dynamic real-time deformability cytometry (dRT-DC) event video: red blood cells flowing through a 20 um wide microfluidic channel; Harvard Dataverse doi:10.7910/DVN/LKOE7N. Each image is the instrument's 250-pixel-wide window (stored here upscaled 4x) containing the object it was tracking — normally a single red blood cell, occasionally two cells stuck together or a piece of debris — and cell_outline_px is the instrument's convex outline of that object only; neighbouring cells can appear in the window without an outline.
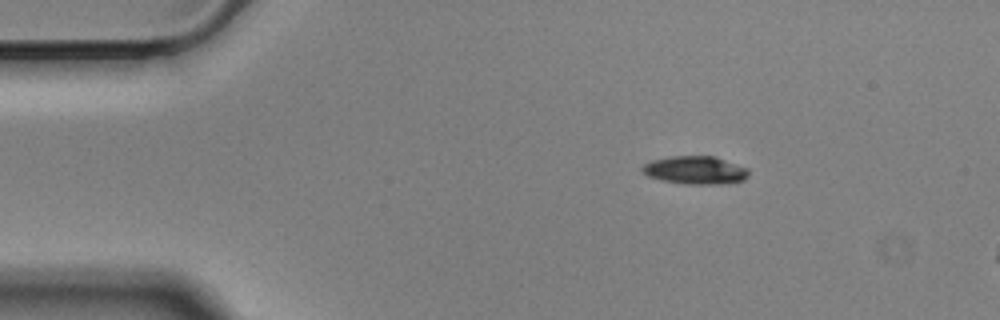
{"species": "Egyptian fruit bat (a non-hibernating species)", "species_latin": "Rousettus aegyptiacus", "temperature_condition": "cold", "stored_images_in_passage": 49, "camera_frame_rate_fps": 3000, "um_per_image_px": 0.085, "animal": {"sex": "male"}, "frame": {"image": 1, "passage_image": 1, "time_ms": 0.0, "image_size_px": [1000, 320], "cell_outline_px": [[748, 176], [744, 180], [724, 184], [684, 184], [664, 180], [648, 176], [640, 168], [644, 164], [652, 160], [672, 156], [716, 156], [748, 168]], "centroid_in_image_um": [59.13, 14.46], "position_along_channel_um": 25.9, "area_um2": 17.4}}
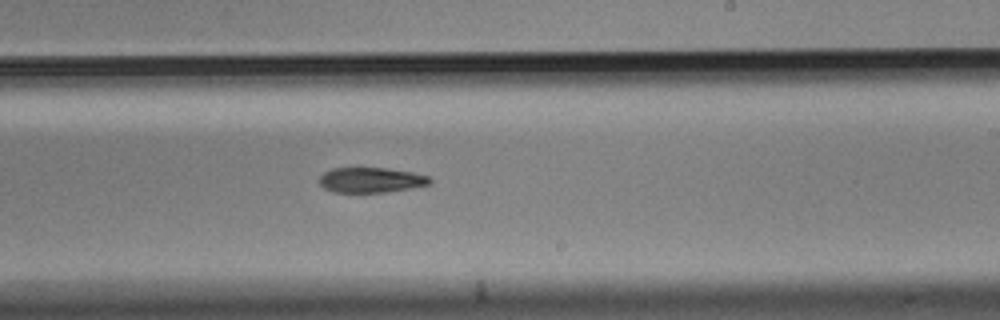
{"frame": {"image": 2, "passage_image": 26, "time_ms": 8.333, "image_size_px": [1000, 320], "cell_outline_px": [[432, 180], [428, 184], [408, 188], [384, 192], [332, 192], [324, 188], [320, 184], [320, 176], [324, 172], [332, 168], [384, 168], [412, 172], [428, 176]], "centroid_in_image_um": [31.49, 15.3], "position_along_channel_um": 257.5, "area_um2": 15.95}}
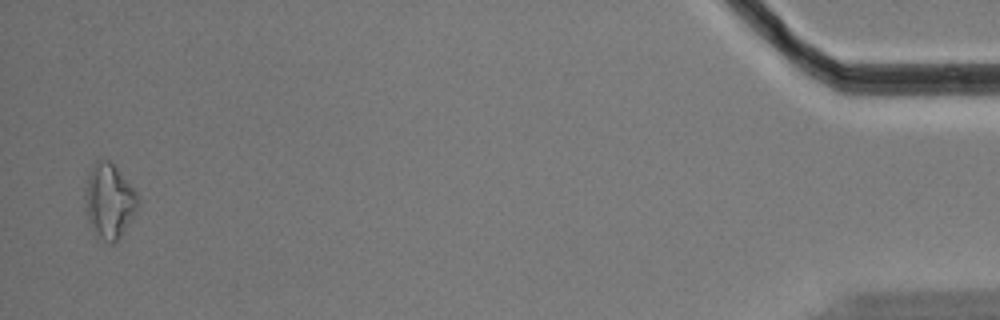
{"frame": {"image": 3, "passage_image": 48, "time_ms": 15.667, "image_size_px": [1000, 320], "cell_outline_px": [[140, 200], [136, 212], [116, 244], [112, 244], [96, 240], [88, 224], [84, 196], [84, 188], [92, 164], [96, 160], [108, 160], [116, 168], [136, 192]], "centroid_in_image_um": [9.25, 17.17], "position_along_channel_um": 426.0, "area_um2": 23.52}, "authors_computed_cell_mechanics": {"area_um2": 17.6868, "velocity_mm_per_s": 3.4924, "shape_relaxation_time_tau1_ms": 4.8163, "shape_relaxation_time_tau2_ms": null, "deformation_change_tau1": 0.1306, "deformation_change_tau2": null}}